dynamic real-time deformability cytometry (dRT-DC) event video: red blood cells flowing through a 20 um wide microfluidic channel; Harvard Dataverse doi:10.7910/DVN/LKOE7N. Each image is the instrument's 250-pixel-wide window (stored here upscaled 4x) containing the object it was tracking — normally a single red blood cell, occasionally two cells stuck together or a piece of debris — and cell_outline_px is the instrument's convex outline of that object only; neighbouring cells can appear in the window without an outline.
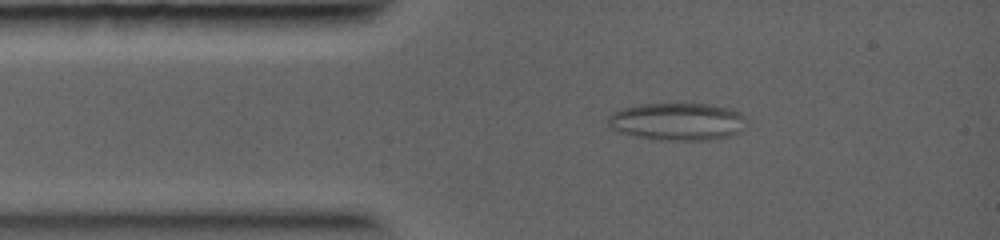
{"species": "common noctule bat (a hibernating species)", "species_latin": "Nyctalus noctula", "temperature_condition": "warm", "stored_images_in_passage": 36, "camera_frame_rate_fps": 5000, "um_per_image_px": 0.085, "animal": {"sex": "female", "body_mass_g": 19.0, "forearm_length_mm": 56.7}, "frame": {"image": 1, "passage_image": 5, "time_ms": 1.6, "image_size_px": [1000, 240], "cell_outline_px": [[744, 128], [740, 132], [732, 136], [712, 140], [652, 140], [616, 132], [608, 124], [608, 116], [612, 112], [624, 108], [640, 104], [712, 104], [732, 108], [740, 112], [744, 116]], "centroid_in_image_um": [57.59, 10.35], "position_along_channel_um": 27.4, "area_um2": 30.75}}
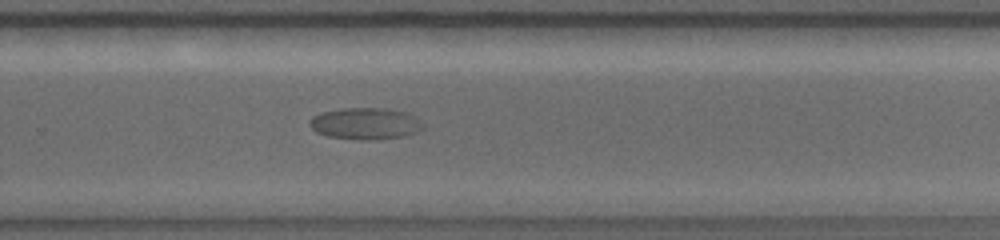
{"frame": {"image": 2, "passage_image": 21, "time_ms": 8.4, "image_size_px": [1000, 240], "cell_outline_px": [[424, 128], [416, 132], [404, 136], [372, 140], [364, 140], [328, 136], [316, 132], [308, 124], [308, 120], [312, 116], [320, 112], [344, 108], [388, 108], [408, 112], [416, 116], [424, 124]], "centroid_in_image_um": [31.07, 10.49], "position_along_channel_um": 298.7, "area_um2": 21.21}}
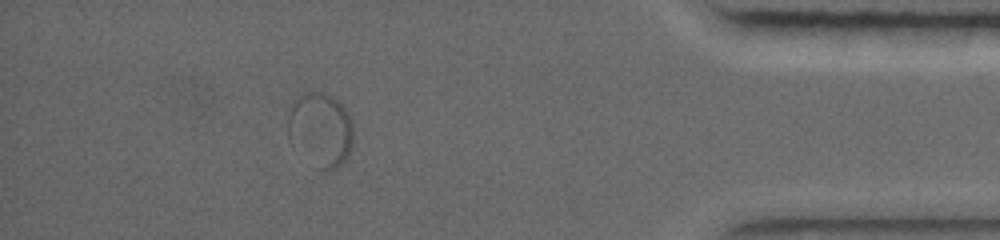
{"frame": {"image": 3, "passage_image": 30, "time_ms": 12.0, "image_size_px": [1000, 240], "cell_outline_px": [[352, 144], [344, 160], [336, 168], [320, 168], [288, 136], [284, 112], [292, 100], [296, 96], [304, 92], [324, 92], [332, 96], [348, 112], [352, 124]], "centroid_in_image_um": [27.19, 10.88], "position_along_channel_um": 408.0, "area_um2": 27.86}}